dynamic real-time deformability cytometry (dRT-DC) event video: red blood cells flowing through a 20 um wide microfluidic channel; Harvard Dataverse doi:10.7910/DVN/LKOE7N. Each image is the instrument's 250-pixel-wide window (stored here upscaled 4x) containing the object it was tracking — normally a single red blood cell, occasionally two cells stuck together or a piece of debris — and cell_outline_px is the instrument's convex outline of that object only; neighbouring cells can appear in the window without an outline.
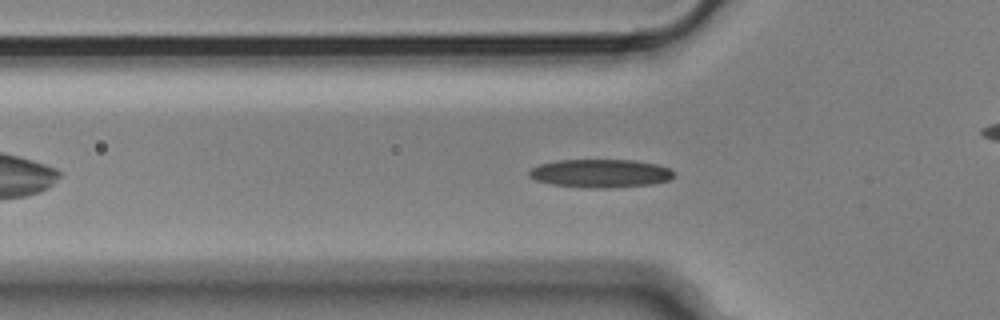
{"species": "Egyptian fruit bat (a non-hibernating species)", "species_latin": "Rousettus aegyptiacus", "temperature_condition": "cold", "stored_images_in_passage": 50, "camera_frame_rate_fps": 3000, "um_per_image_px": 0.085, "animal": {"sex": "male"}, "frame": {"image": 1, "passage_image": 12, "time_ms": 3.667, "image_size_px": [1000, 320], "cell_outline_px": [[676, 172], [668, 180], [652, 184], [604, 188], [584, 188], [552, 184], [536, 180], [528, 176], [528, 172], [532, 168], [540, 164], [556, 160], [636, 160], [656, 164], [668, 168]], "centroid_in_image_um": [51.02, 14.73], "position_along_channel_um": 74.8, "area_um2": 23.87}}
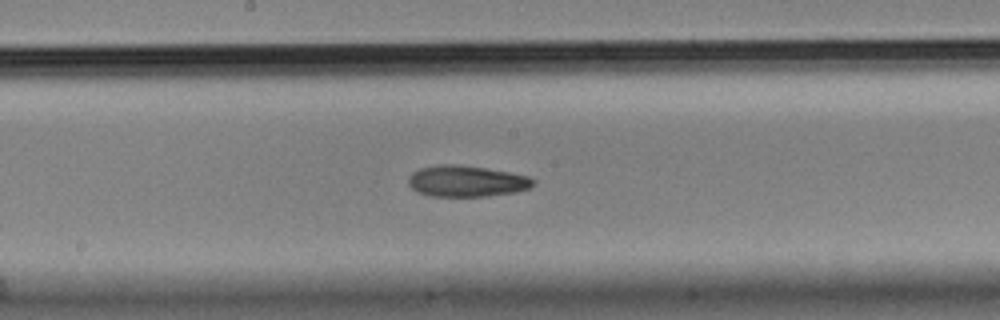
{"frame": {"image": 2, "passage_image": 23, "time_ms": 7.333, "image_size_px": [1000, 320], "cell_outline_px": [[536, 180], [532, 188], [516, 192], [488, 196], [432, 196], [416, 192], [408, 184], [408, 176], [412, 172], [420, 168], [440, 164], [460, 164], [508, 172], [528, 176]], "centroid_in_image_um": [39.65, 15.4], "position_along_channel_um": 208.5, "area_um2": 22.89}}
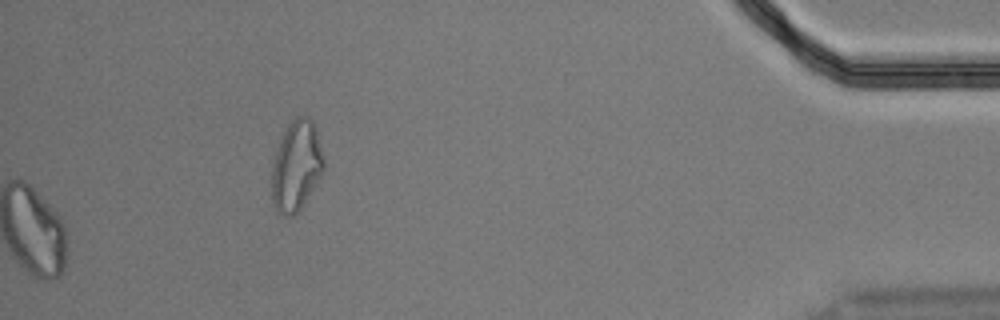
{"frame": {"image": 3, "passage_image": 50, "time_ms": 16.333, "image_size_px": [1000, 320], "cell_outline_px": [[324, 172], [304, 204], [292, 216], [284, 216], [276, 212], [272, 200], [272, 164], [280, 140], [288, 124], [296, 116], [308, 116], [312, 120], [316, 128], [324, 160]], "centroid_in_image_um": [25.2, 14.12], "position_along_channel_um": 410.0, "area_um2": 27.46}, "authors_computed_cell_mechanics": {"area_um2": 22.8888, "velocity_mm_per_s": 3.6258, "shape_relaxation_time_tau1_ms": 6.2552, "shape_relaxation_time_tau2_ms": 8.1696, "deformation_change_tau1": 0.1406, "deformation_change_tau2": 0.1501}}